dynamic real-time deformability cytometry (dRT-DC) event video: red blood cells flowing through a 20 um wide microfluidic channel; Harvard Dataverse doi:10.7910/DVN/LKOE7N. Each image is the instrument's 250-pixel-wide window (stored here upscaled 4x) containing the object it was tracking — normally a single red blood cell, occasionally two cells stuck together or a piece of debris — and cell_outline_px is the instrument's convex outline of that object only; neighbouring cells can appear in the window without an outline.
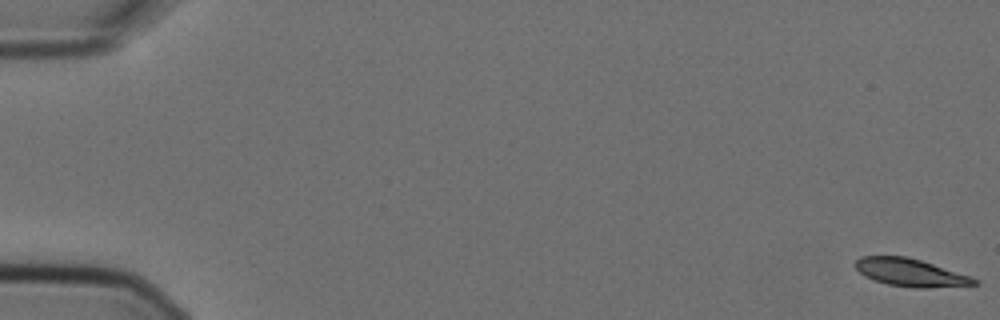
{"species": "Egyptian fruit bat (a non-hibernating species)", "species_latin": "Rousettus aegyptiacus", "temperature_condition": "cold", "stored_images_in_passage": 2, "segment_of_instrument_passage": [2, 2], "camera_frame_rate_fps": 3000, "um_per_image_px": 0.085, "animal": {"sex": "female"}, "frame": {"image": 1, "passage_image": 2, "time_ms": 0.333, "image_size_px": [1000, 320], "cell_outline_px": [[980, 284], [924, 288], [916, 288], [888, 284], [872, 280], [864, 276], [852, 264], [860, 256], [908, 256], [972, 276], [980, 280]], "centroid_in_image_um": [77.39, 23.16], "position_along_channel_um": 7.6, "area_um2": 19.42}}